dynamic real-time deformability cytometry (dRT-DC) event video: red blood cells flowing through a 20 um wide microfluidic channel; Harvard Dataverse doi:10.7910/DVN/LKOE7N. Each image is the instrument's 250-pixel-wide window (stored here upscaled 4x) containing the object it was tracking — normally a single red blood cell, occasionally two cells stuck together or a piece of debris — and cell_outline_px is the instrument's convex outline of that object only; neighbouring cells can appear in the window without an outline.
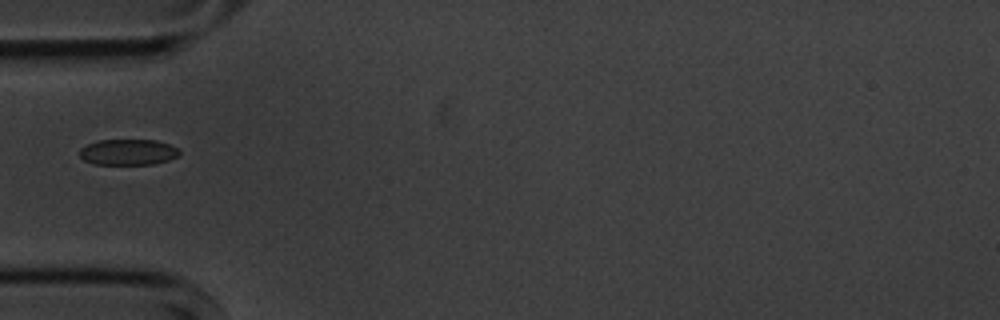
{"species": "common noctule bat (a hibernating species)", "species_latin": "Nyctalus noctula", "temperature_condition": "cold", "stored_images_in_passage": 10, "camera_frame_rate_fps": 3000, "um_per_image_px": 0.085, "animal": {"sex": "male", "body_mass_g": 20.1, "forearm_length_mm": 53.5}, "frame": {"image": 1, "passage_image": 5, "time_ms": 4.667, "image_size_px": [1000, 320], "cell_outline_px": [[180, 152], [176, 156], [168, 160], [152, 164], [92, 164], [84, 160], [80, 156], [80, 148], [96, 140], [156, 140], [168, 144], [176, 148]], "centroid_in_image_um": [10.84, 12.93], "position_along_channel_um": 74.2, "area_um2": 14.91}}
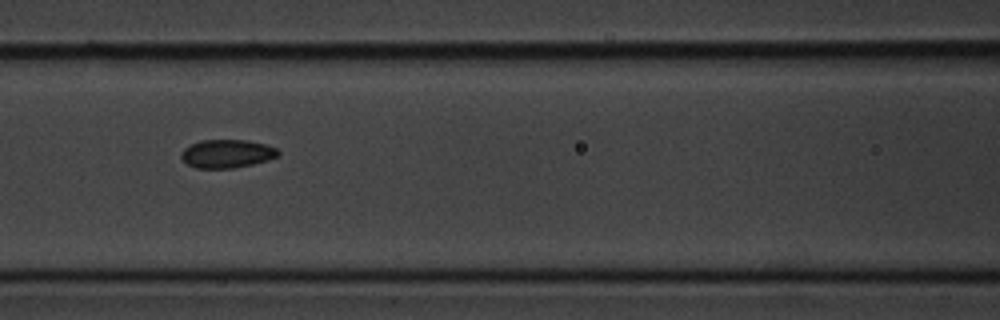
{"frame": {"image": 2, "passage_image": 7, "time_ms": 6.667, "image_size_px": [1000, 320], "cell_outline_px": [[280, 156], [268, 160], [236, 168], [196, 168], [188, 164], [180, 156], [180, 152], [184, 148], [200, 140], [248, 140], [264, 144], [276, 148], [280, 152]], "centroid_in_image_um": [19.3, 13.06], "position_along_channel_um": 147.3, "area_um2": 16.07}}
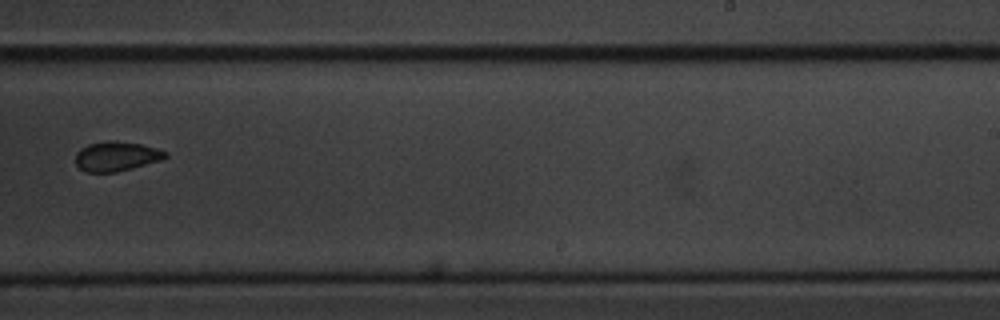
{"frame": {"image": 3, "passage_image": 10, "time_ms": 10.333, "image_size_px": [1000, 320], "cell_outline_px": [[168, 156], [160, 160], [132, 168], [116, 172], [84, 172], [76, 164], [76, 152], [80, 148], [88, 144], [108, 140], [116, 140], [140, 144], [156, 148], [168, 152]], "centroid_in_image_um": [9.87, 13.28], "position_along_channel_um": 279.1, "area_um2": 15.55}}